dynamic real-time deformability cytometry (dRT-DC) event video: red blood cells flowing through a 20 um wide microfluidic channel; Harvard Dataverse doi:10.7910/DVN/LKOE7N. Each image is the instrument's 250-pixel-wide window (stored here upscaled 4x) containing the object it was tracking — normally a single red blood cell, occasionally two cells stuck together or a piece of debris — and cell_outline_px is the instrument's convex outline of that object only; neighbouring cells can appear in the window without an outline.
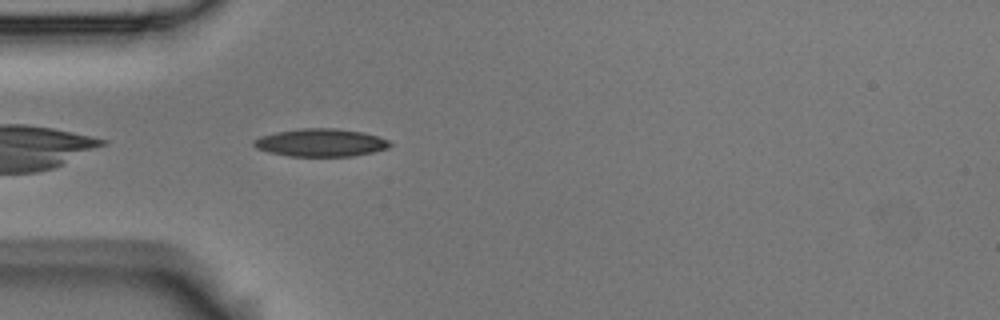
{"species": "Egyptian fruit bat (a non-hibernating species)", "species_latin": "Rousettus aegyptiacus", "temperature_condition": "room temperature", "stored_images_in_passage": 40, "camera_frame_rate_fps": 3000, "um_per_image_px": 0.085, "animal": {"sex": "male"}, "frame": {"image": 1, "passage_image": 2, "time_ms": 0.333, "image_size_px": [1000, 320], "cell_outline_px": [[392, 144], [388, 148], [372, 152], [352, 156], [288, 156], [268, 152], [256, 148], [252, 144], [252, 140], [260, 136], [276, 132], [300, 128], [336, 128], [364, 132], [388, 140]], "centroid_in_image_um": [27.23, 12.12], "position_along_channel_um": 57.8, "area_um2": 22.14}}
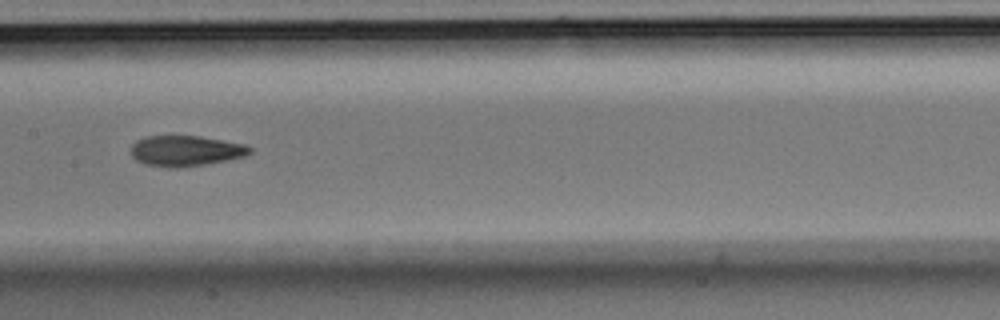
{"frame": {"image": 2, "passage_image": 13, "time_ms": 4.0, "image_size_px": [1000, 320], "cell_outline_px": [[252, 152], [244, 156], [228, 160], [180, 168], [168, 168], [144, 164], [136, 160], [132, 156], [132, 144], [136, 140], [148, 136], [200, 136], [244, 144], [252, 148]], "centroid_in_image_um": [15.77, 12.83], "position_along_channel_um": 191.6, "area_um2": 21.21}}
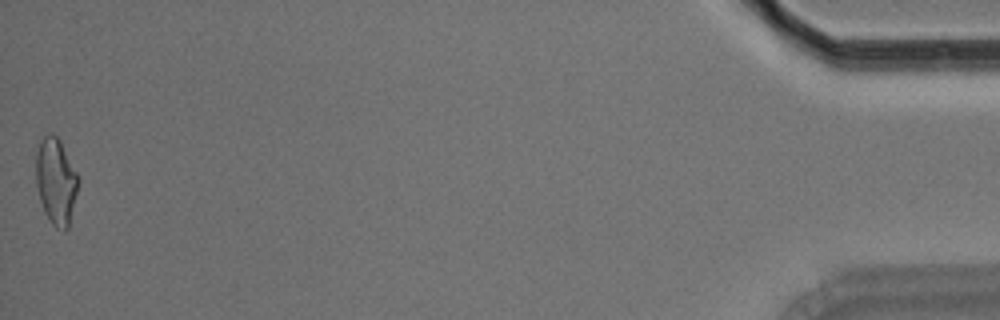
{"frame": {"image": 3, "passage_image": 40, "time_ms": 13.0, "image_size_px": [1000, 320], "cell_outline_px": [[80, 180], [68, 228], [64, 232], [56, 228], [52, 224], [44, 212], [40, 200], [36, 184], [36, 152], [40, 140], [48, 132], [52, 132], [60, 140]], "centroid_in_image_um": [4.75, 15.4], "position_along_channel_um": 430.4, "area_um2": 21.39}, "authors_computed_cell_mechanics": {"area_um2": 21.1837, "velocity_mm_per_s": 3.7215, "shape_relaxation_time_tau1_ms": 6.5593, "shape_relaxation_time_tau2_ms": 3.1214, "deformation_change_tau1": 0.1735, "deformation_change_tau2": 0.0945}}